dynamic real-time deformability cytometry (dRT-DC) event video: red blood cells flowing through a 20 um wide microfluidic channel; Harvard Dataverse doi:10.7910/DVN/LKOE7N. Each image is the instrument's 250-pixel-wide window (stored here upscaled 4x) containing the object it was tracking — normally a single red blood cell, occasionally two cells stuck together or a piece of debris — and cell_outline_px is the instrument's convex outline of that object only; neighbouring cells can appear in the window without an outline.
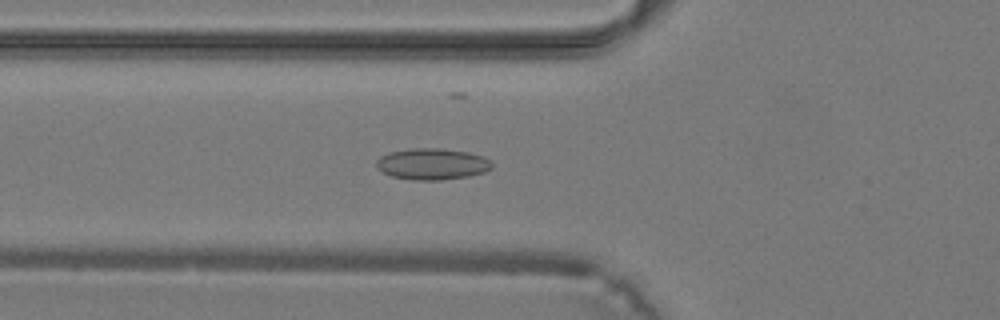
{"species": "common noctule bat (a hibernating species)", "species_latin": "Nyctalus noctula", "temperature_condition": "warm", "stored_images_in_passage": 40, "camera_frame_rate_fps": 3000, "um_per_image_px": 0.085, "animal": {"sex": "male", "body_mass_g": 19.2, "forearm_length_mm": 51.8}, "frame": {"image": 1, "passage_image": 15, "time_ms": 4.667, "image_size_px": [1000, 320], "cell_outline_px": [[492, 168], [484, 172], [468, 176], [440, 180], [412, 180], [392, 176], [376, 168], [376, 160], [380, 156], [388, 152], [412, 148], [440, 148], [468, 152], [484, 156], [492, 160]], "centroid_in_image_um": [36.74, 13.93], "position_along_channel_um": 89.1, "area_um2": 21.27}}
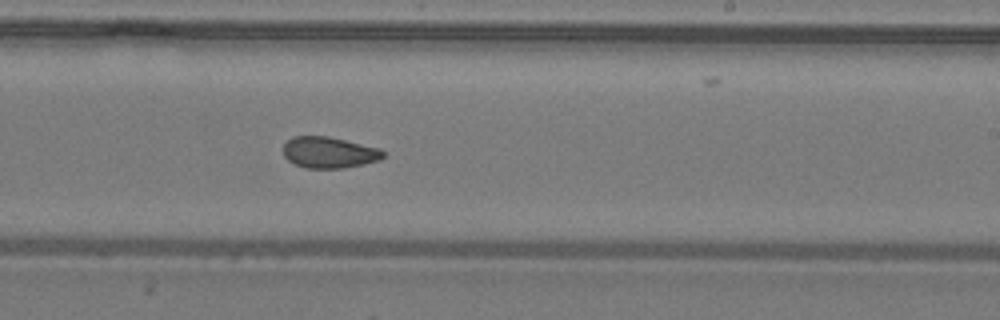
{"frame": {"image": 2, "passage_image": 25, "time_ms": 8.0, "image_size_px": [1000, 320], "cell_outline_px": [[384, 156], [380, 160], [364, 164], [344, 168], [304, 168], [288, 160], [284, 156], [284, 144], [292, 136], [328, 136], [380, 148], [384, 152]], "centroid_in_image_um": [27.98, 12.96], "position_along_channel_um": 261.0, "area_um2": 18.21}}
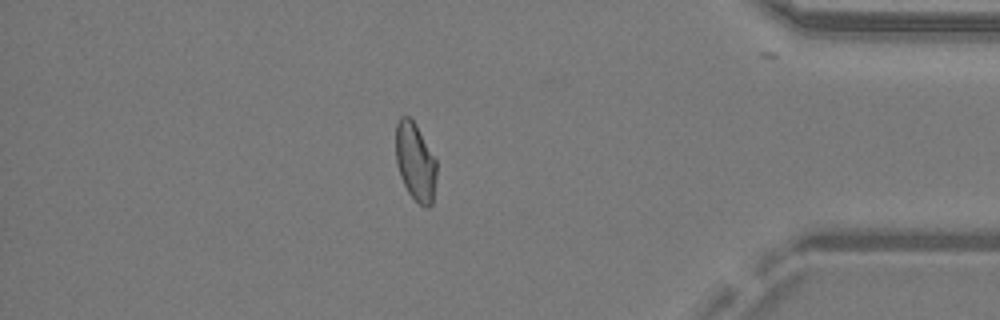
{"frame": {"image": 3, "passage_image": 35, "time_ms": 11.333, "image_size_px": [1000, 320], "cell_outline_px": [[436, 176], [432, 204], [428, 208], [424, 208], [408, 192], [400, 176], [396, 164], [396, 124], [400, 116], [408, 116], [416, 124], [436, 160]], "centroid_in_image_um": [35.29, 13.75], "position_along_channel_um": 399.9, "area_um2": 18.5}}